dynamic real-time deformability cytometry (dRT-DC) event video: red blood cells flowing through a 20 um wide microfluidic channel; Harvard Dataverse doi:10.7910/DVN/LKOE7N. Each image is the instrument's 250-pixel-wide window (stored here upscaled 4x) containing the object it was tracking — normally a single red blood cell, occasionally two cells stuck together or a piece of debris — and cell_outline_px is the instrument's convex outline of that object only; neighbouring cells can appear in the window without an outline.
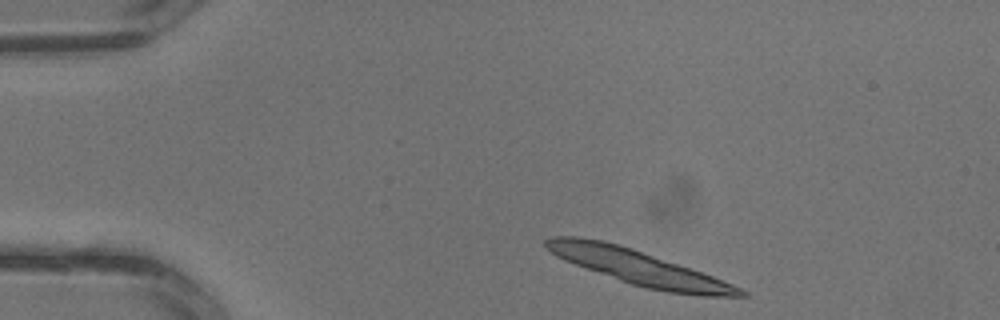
{"species": "common noctule bat (a hibernating species)", "species_latin": "Nyctalus noctula", "temperature_condition": "warm", "stored_images_in_passage": 2, "camera_frame_rate_fps": 3000, "um_per_image_px": 0.085, "animal": {"sex": "male", "body_mass_g": 13.3}, "frame": {"image": 1, "passage_image": 1, "time_ms": 0.0, "image_size_px": [1000, 320], "cell_outline_px": [[748, 296], [700, 296], [668, 292], [644, 288], [620, 280], [564, 260], [556, 256], [544, 248], [544, 240], [552, 236], [580, 236], [600, 240], [632, 248], [712, 276], [732, 284], [748, 292]], "centroid_in_image_um": [54.24, 22.73], "position_along_channel_um": 30.8, "area_um2": 38.67}}